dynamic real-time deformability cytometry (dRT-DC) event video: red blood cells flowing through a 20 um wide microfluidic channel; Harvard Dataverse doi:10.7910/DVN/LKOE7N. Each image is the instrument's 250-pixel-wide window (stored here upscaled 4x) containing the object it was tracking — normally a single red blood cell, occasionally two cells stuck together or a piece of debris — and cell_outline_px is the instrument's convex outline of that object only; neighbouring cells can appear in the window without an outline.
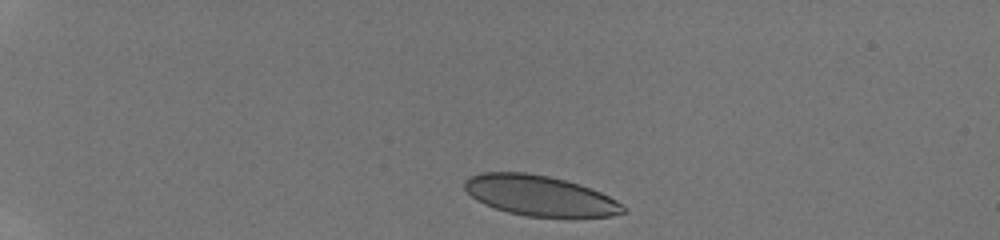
{"species": "human", "species_latin": "Homo sapiens", "temperature_condition": "room temperature", "stored_images_in_passage": 8, "camera_frame_rate_fps": 3000, "um_per_image_px": 0.085, "donor": {"sex": "male"}, "frame": {"image": 1, "passage_image": 1, "time_ms": 0.0, "image_size_px": [1000, 240], "cell_outline_px": [[628, 212], [612, 216], [528, 216], [508, 212], [484, 204], [476, 200], [464, 188], [464, 180], [480, 172], [524, 172], [548, 176], [580, 184], [592, 188], [616, 200]], "centroid_in_image_um": [45.86, 16.62], "position_along_channel_um": 39.1, "area_um2": 36.88}}
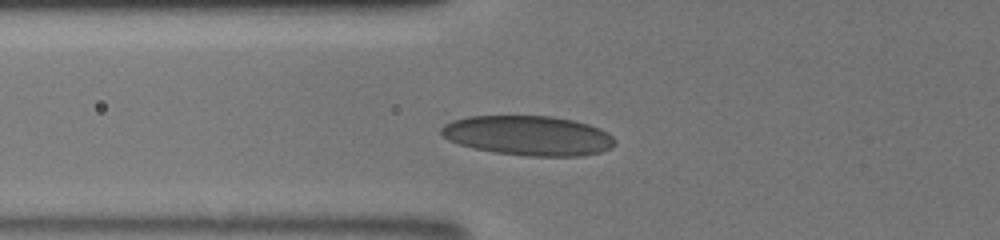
{"frame": {"image": 2, "passage_image": 7, "time_ms": 3.0, "image_size_px": [1000, 240], "cell_outline_px": [[616, 144], [612, 148], [600, 152], [580, 156], [528, 156], [496, 152], [476, 148], [460, 144], [448, 140], [440, 132], [440, 128], [444, 124], [452, 120], [468, 116], [552, 116], [572, 120], [588, 124], [600, 128], [608, 132], [616, 140]], "centroid_in_image_um": [44.93, 11.52], "position_along_channel_um": 80.9, "area_um2": 40.23}}